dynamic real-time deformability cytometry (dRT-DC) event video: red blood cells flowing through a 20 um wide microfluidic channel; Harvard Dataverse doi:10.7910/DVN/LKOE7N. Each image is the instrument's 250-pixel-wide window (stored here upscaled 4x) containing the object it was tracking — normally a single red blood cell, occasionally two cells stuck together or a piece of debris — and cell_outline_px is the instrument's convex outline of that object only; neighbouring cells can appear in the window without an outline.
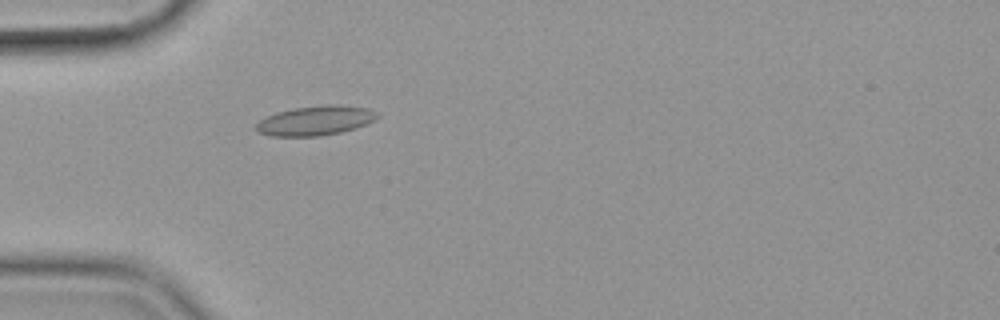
{"species": "common noctule bat (a hibernating species)", "species_latin": "Nyctalus noctula", "temperature_condition": "cold", "stored_images_in_passage": 41, "camera_frame_rate_fps": 3000, "um_per_image_px": 0.085, "animal": {"sex": "female", "body_mass_g": 19.9}, "frame": {"image": 1, "passage_image": 2, "time_ms": 0.333, "image_size_px": [1000, 320], "cell_outline_px": [[380, 116], [376, 120], [356, 128], [340, 132], [320, 136], [268, 136], [256, 132], [252, 128], [260, 120], [276, 112], [296, 108], [324, 104], [340, 104], [368, 108], [376, 112]], "centroid_in_image_um": [26.8, 10.25], "position_along_channel_um": 58.2, "area_um2": 21.15}}
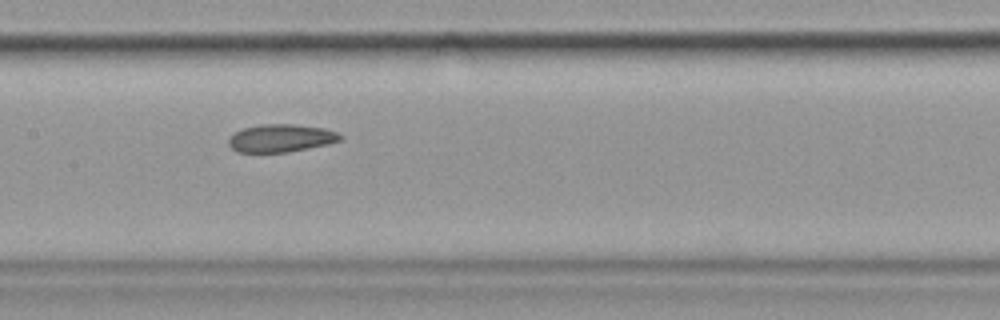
{"frame": {"image": 2, "passage_image": 13, "time_ms": 4.0, "image_size_px": [1000, 320], "cell_outline_px": [[344, 136], [340, 140], [328, 144], [288, 152], [236, 152], [228, 144], [228, 140], [236, 132], [244, 128], [260, 124], [292, 124], [324, 128], [336, 132]], "centroid_in_image_um": [23.88, 11.74], "position_along_channel_um": 183.5, "area_um2": 17.98}}
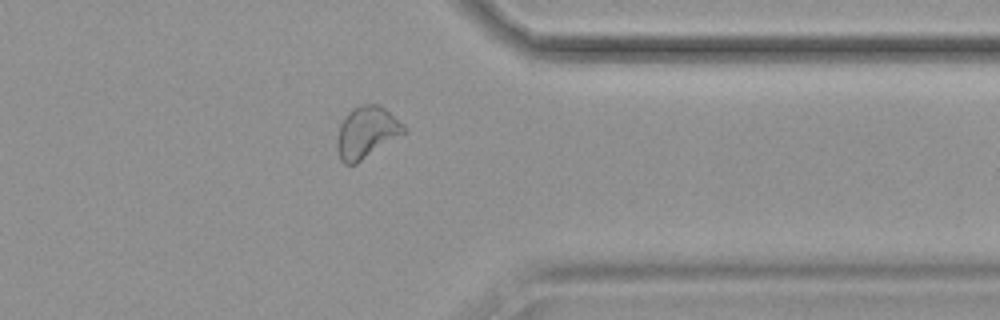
{"frame": {"image": 3, "passage_image": 30, "time_ms": 9.667, "image_size_px": [1000, 320], "cell_outline_px": [[404, 132], [356, 164], [344, 164], [340, 160], [336, 148], [336, 140], [340, 124], [348, 112], [352, 108], [360, 104], [380, 104], [404, 124]], "centroid_in_image_um": [31.1, 11.23], "position_along_channel_um": 380.3, "area_um2": 19.94}, "authors_computed_cell_mechanics": {"area_um2": 19.2474, "velocity_mm_per_s": 3.5769, "shape_relaxation_time_tau1_ms": null, "shape_relaxation_time_tau2_ms": 4.0329, "deformation_change_tau1": null, "deformation_change_tau2": 0.0967}}